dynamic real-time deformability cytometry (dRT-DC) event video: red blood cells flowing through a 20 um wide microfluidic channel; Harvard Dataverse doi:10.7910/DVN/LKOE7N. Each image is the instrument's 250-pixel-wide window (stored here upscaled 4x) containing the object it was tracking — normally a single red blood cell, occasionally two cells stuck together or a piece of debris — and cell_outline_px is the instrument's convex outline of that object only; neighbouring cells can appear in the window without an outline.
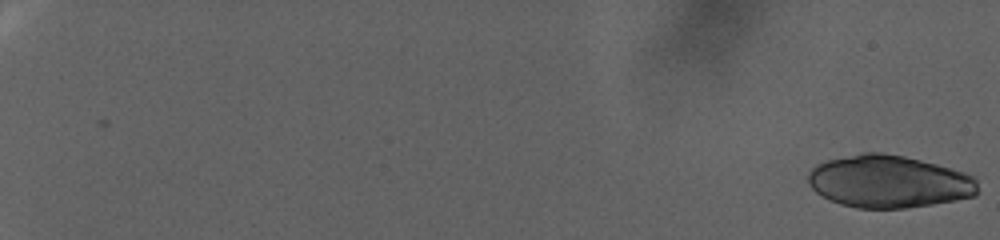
{"species": "human", "species_latin": "Homo sapiens", "temperature_condition": "warm", "stored_images_in_passage": 48, "camera_frame_rate_fps": 3000, "um_per_image_px": 0.085, "donor": {"sex": "female"}, "frame": {"image": 1, "passage_image": 1, "time_ms": 0.0, "image_size_px": [1000, 240], "cell_outline_px": [[980, 192], [976, 196], [956, 200], [932, 204], [904, 208], [856, 208], [840, 204], [828, 200], [816, 192], [812, 188], [808, 180], [808, 172], [816, 164], [828, 160], [860, 152], [880, 152], [904, 156], [952, 168], [976, 176]], "centroid_in_image_um": [75.58, 15.43], "position_along_channel_um": 9.4, "area_um2": 52.37}}
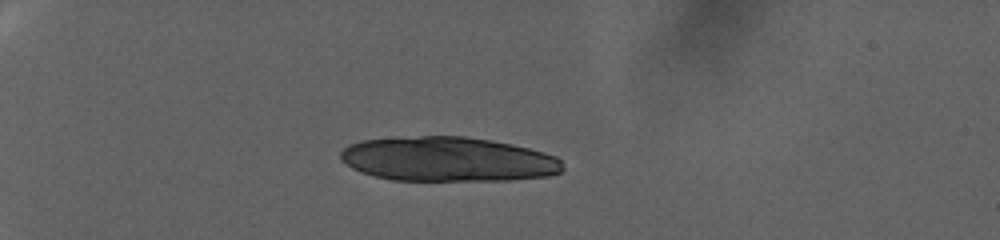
{"frame": {"image": 2, "passage_image": 34, "time_ms": 11.0, "image_size_px": [1000, 240], "cell_outline_px": [[564, 168], [560, 172], [548, 176], [508, 180], [392, 180], [360, 172], [352, 168], [340, 160], [340, 152], [348, 144], [360, 140], [420, 136], [464, 136], [492, 140], [512, 144], [544, 152], [556, 156], [560, 160]], "centroid_in_image_um": [38.06, 13.53], "position_along_channel_um": 46.9, "area_um2": 57.8}}